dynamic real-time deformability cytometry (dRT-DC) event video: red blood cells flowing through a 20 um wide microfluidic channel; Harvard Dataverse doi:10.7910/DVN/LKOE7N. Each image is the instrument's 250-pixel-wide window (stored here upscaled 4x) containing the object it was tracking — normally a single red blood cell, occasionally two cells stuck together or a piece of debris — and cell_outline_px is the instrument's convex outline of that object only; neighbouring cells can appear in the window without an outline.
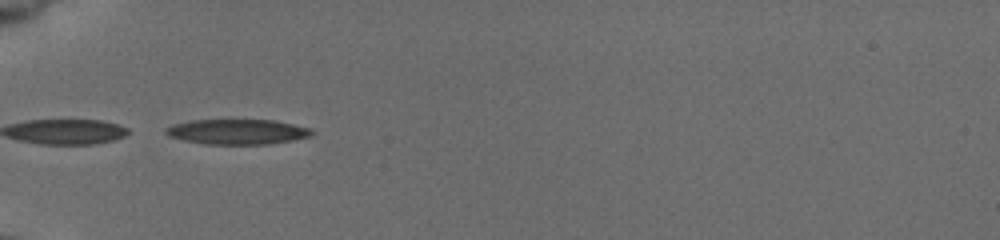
{"species": "common noctule bat (a hibernating species)", "species_latin": "Nyctalus noctula", "temperature_condition": "cold", "stored_images_in_passage": 35, "camera_frame_rate_fps": 3000, "um_per_image_px": 0.085, "animal": {"sex": "female", "body_mass_g": 19.5, "forearm_length_mm": 54.1}, "frame": {"image": 1, "passage_image": 1, "time_ms": 0.0, "image_size_px": [1000, 240], "cell_outline_px": [[316, 132], [312, 136], [292, 140], [268, 144], [204, 144], [184, 140], [168, 136], [164, 132], [164, 128], [172, 124], [188, 120], [276, 120], [312, 128]], "centroid_in_image_um": [20.18, 11.19], "position_along_channel_um": 64.8, "area_um2": 21.68}}
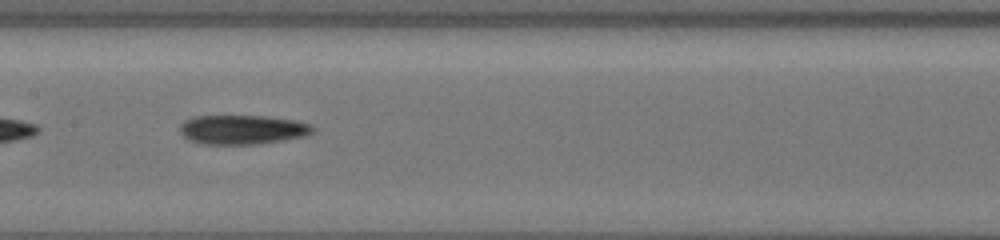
{"frame": {"image": 2, "passage_image": 11, "time_ms": 3.333, "image_size_px": [1000, 240], "cell_outline_px": [[316, 128], [312, 132], [304, 136], [256, 144], [204, 144], [192, 140], [184, 136], [180, 132], [180, 124], [184, 120], [192, 116], [264, 116], [296, 120], [312, 124]], "centroid_in_image_um": [20.61, 11.0], "position_along_channel_um": 186.8, "area_um2": 22.6}}
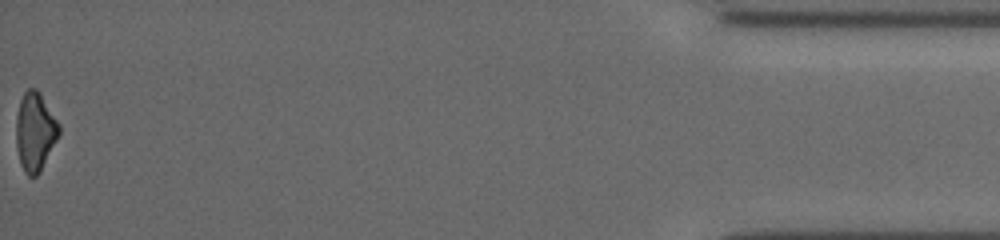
{"frame": {"image": 3, "passage_image": 35, "time_ms": 11.333, "image_size_px": [1000, 240], "cell_outline_px": [[60, 132], [40, 172], [36, 176], [28, 176], [24, 172], [20, 164], [16, 144], [16, 116], [20, 100], [24, 92], [28, 88], [36, 88], [40, 92], [60, 124]], "centroid_in_image_um": [2.97, 11.18], "position_along_channel_um": 432.2, "area_um2": 19.71}}